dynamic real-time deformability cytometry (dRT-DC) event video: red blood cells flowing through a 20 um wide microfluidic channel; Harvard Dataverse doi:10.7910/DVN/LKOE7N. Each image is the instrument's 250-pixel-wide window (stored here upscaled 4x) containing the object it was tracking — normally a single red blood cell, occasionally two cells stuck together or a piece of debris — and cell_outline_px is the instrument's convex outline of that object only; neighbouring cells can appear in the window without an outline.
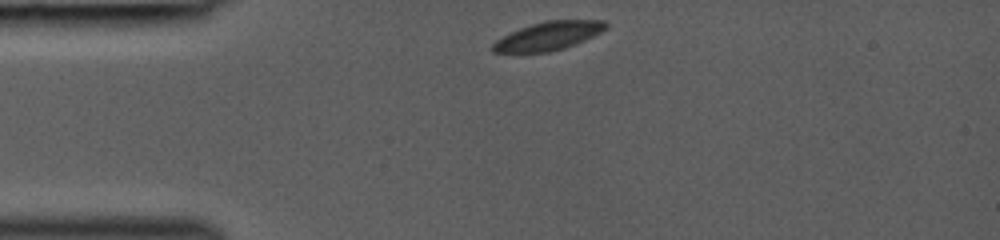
{"species": "common noctule bat (a hibernating species)", "species_latin": "Nyctalus noctula", "temperature_condition": "room temperature", "stored_images_in_passage": 31, "camera_frame_rate_fps": 3000, "um_per_image_px": 0.085, "animal": {"sex": "female", "body_mass_g": 19.0, "forearm_length_mm": 53.3}, "frame": {"image": 1, "passage_image": 1, "time_ms": 0.0, "image_size_px": [1000, 240], "cell_outline_px": [[608, 28], [576, 44], [564, 48], [548, 52], [492, 52], [492, 44], [496, 40], [520, 28], [544, 20], [604, 20], [608, 24]], "centroid_in_image_um": [46.64, 3.05], "position_along_channel_um": 38.4, "area_um2": 18.55}}
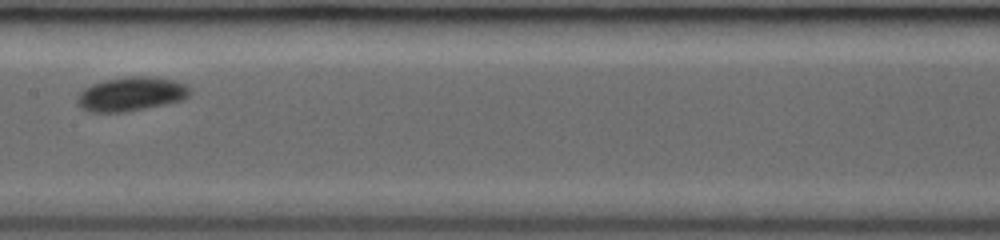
{"frame": {"image": 2, "passage_image": 14, "time_ms": 4.333, "image_size_px": [1000, 240], "cell_outline_px": [[192, 88], [188, 96], [184, 100], [124, 112], [88, 112], [80, 108], [76, 104], [76, 100], [80, 92], [84, 88], [92, 84], [104, 80], [128, 76], [148, 76], [172, 80], [188, 84]], "centroid_in_image_um": [11.13, 7.99], "position_along_channel_um": 196.3, "area_um2": 22.54}}
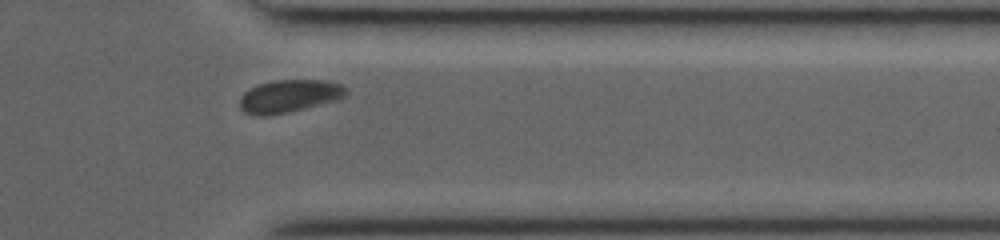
{"frame": {"image": 3, "passage_image": 27, "time_ms": 8.667, "image_size_px": [1000, 240], "cell_outline_px": [[348, 92], [344, 96], [336, 100], [288, 112], [268, 116], [256, 116], [244, 112], [240, 108], [240, 96], [244, 92], [260, 84], [272, 80], [328, 80], [340, 84], [348, 88]], "centroid_in_image_um": [24.58, 8.17], "position_along_channel_um": 386.8, "area_um2": 20.29}}